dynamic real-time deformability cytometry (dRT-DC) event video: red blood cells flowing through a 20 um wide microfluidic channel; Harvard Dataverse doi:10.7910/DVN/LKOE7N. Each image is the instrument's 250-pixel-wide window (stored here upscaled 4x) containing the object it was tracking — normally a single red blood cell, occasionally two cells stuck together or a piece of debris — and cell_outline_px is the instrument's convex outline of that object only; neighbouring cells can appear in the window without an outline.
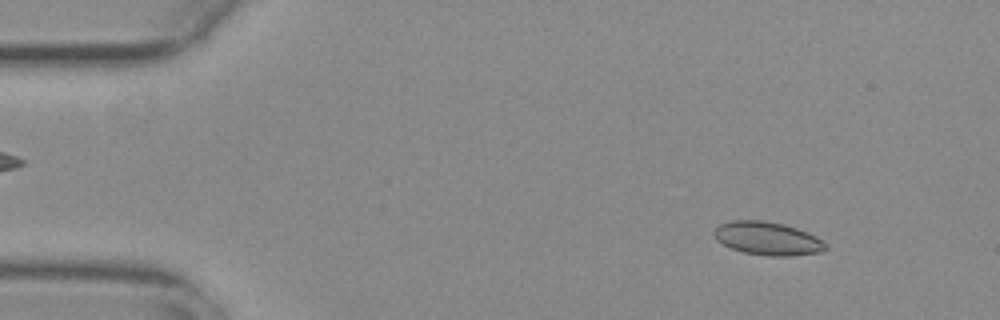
{"species": "common noctule bat (a hibernating species)", "species_latin": "Nyctalus noctula", "temperature_condition": "warm", "stored_images_in_passage": 54, "camera_frame_rate_fps": 3000, "um_per_image_px": 0.085, "animal": {"sex": "female", "body_mass_g": 29.2, "forearm_length_mm": 56.3}, "frame": {"image": 1, "passage_image": 6, "time_ms": 1.667, "image_size_px": [1000, 320], "cell_outline_px": [[828, 248], [820, 252], [792, 256], [768, 256], [744, 252], [732, 248], [716, 240], [712, 232], [720, 224], [732, 220], [764, 220], [784, 224], [808, 232], [816, 236], [828, 244]], "centroid_in_image_um": [65.26, 20.27], "position_along_channel_um": 19.7, "area_um2": 21.73}}
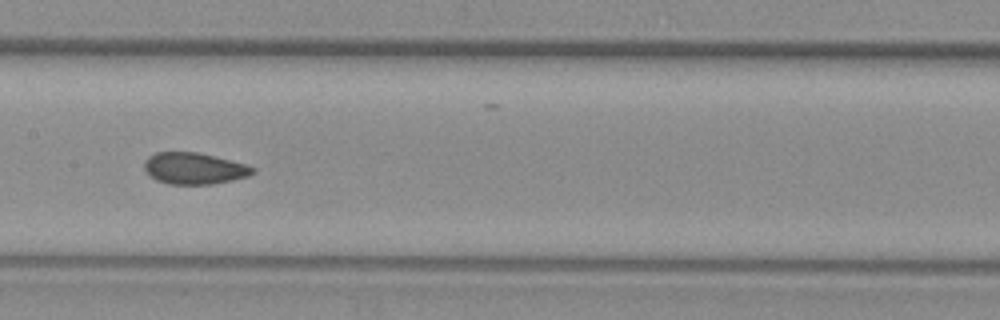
{"frame": {"image": 2, "passage_image": 27, "time_ms": 8.667, "image_size_px": [1000, 320], "cell_outline_px": [[256, 172], [248, 176], [232, 180], [212, 184], [168, 184], [156, 180], [148, 176], [144, 168], [144, 160], [148, 156], [156, 152], [196, 152], [244, 164], [256, 168]], "centroid_in_image_um": [16.45, 14.32], "position_along_channel_um": 190.9, "area_um2": 19.88}}
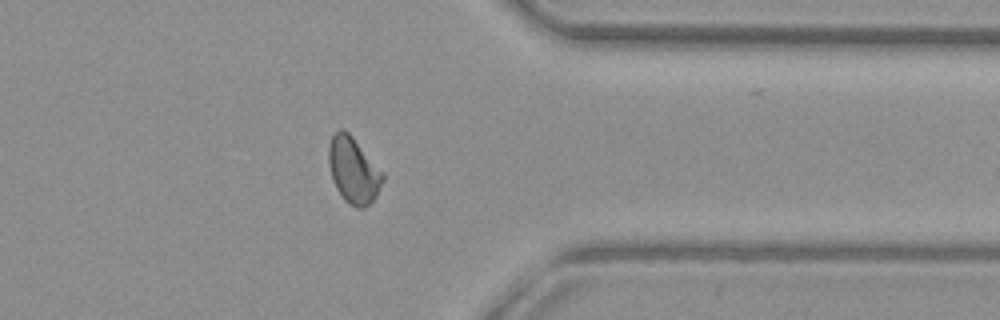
{"frame": {"image": 3, "passage_image": 43, "time_ms": 14.0, "image_size_px": [1000, 320], "cell_outline_px": [[384, 180], [376, 196], [364, 208], [356, 208], [348, 204], [344, 200], [336, 188], [332, 180], [328, 164], [328, 144], [332, 136], [340, 128], [344, 128], [352, 136], [384, 172]], "centroid_in_image_um": [30.03, 14.47], "position_along_channel_um": 381.4, "area_um2": 21.04}, "authors_computed_cell_mechanics": {"area_um2": 20.5768, "velocity_mm_per_s": 3.7695, "shape_relaxation_time_tau1_ms": null, "shape_relaxation_time_tau2_ms": 1.3217, "deformation_change_tau1": null, "deformation_change_tau2": 0.0585}}